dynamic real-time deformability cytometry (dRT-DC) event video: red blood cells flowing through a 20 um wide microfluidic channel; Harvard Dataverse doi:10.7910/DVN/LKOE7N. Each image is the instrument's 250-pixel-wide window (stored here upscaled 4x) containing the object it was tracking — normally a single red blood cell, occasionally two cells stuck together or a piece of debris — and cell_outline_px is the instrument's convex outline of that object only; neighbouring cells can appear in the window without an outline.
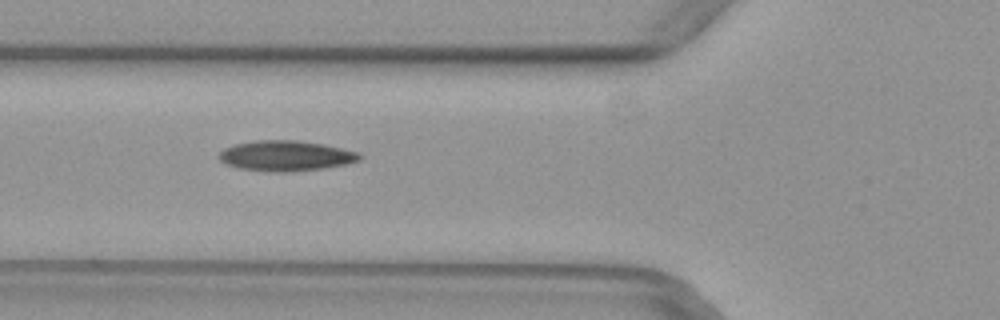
{"species": "common noctule bat (a hibernating species)", "species_latin": "Nyctalus noctula", "temperature_condition": "warm", "stored_images_in_passage": 51, "camera_frame_rate_fps": 3000, "um_per_image_px": 0.085, "animal": {"sex": "female", "body_mass_g": 29.2, "forearm_length_mm": 56.3}, "frame": {"image": 1, "passage_image": 19, "time_ms": 6.0, "image_size_px": [1000, 320], "cell_outline_px": [[364, 156], [360, 160], [348, 164], [324, 168], [288, 172], [272, 172], [240, 168], [228, 164], [220, 160], [220, 152], [224, 148], [236, 144], [256, 140], [296, 140], [324, 144], [360, 152]], "centroid_in_image_um": [24.37, 13.24], "position_along_channel_um": 101.4, "area_um2": 24.91}}
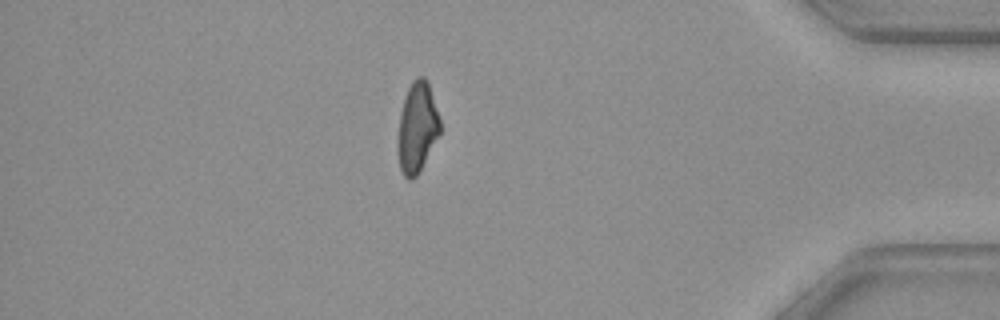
{"frame": {"image": 2, "passage_image": 44, "time_ms": 14.333, "image_size_px": [1000, 320], "cell_outline_px": [[440, 132], [416, 176], [412, 180], [408, 180], [404, 176], [400, 168], [396, 148], [400, 112], [408, 88], [412, 80], [416, 76], [424, 76], [428, 80], [440, 120]], "centroid_in_image_um": [35.43, 10.81], "position_along_channel_um": 399.8, "area_um2": 22.2}}
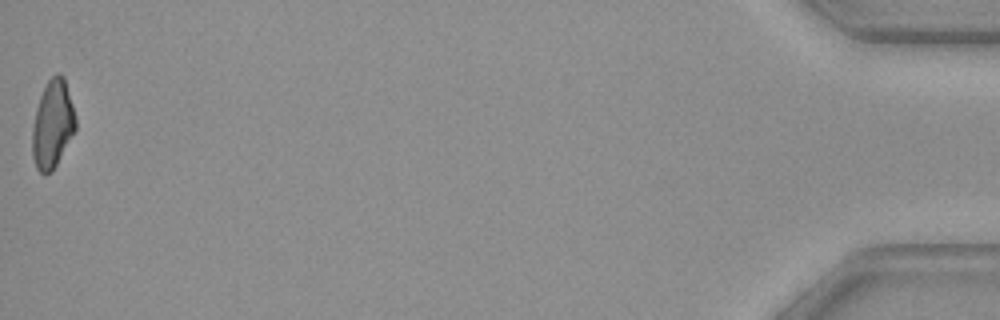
{"frame": {"image": 3, "passage_image": 51, "time_ms": 16.667, "image_size_px": [1000, 320], "cell_outline_px": [[76, 128], [52, 172], [44, 176], [36, 168], [32, 156], [32, 128], [36, 108], [40, 96], [48, 80], [56, 72], [60, 72], [64, 76], [72, 104], [76, 120]], "centroid_in_image_um": [4.45, 10.57], "position_along_channel_um": 430.7, "area_um2": 22.2}}